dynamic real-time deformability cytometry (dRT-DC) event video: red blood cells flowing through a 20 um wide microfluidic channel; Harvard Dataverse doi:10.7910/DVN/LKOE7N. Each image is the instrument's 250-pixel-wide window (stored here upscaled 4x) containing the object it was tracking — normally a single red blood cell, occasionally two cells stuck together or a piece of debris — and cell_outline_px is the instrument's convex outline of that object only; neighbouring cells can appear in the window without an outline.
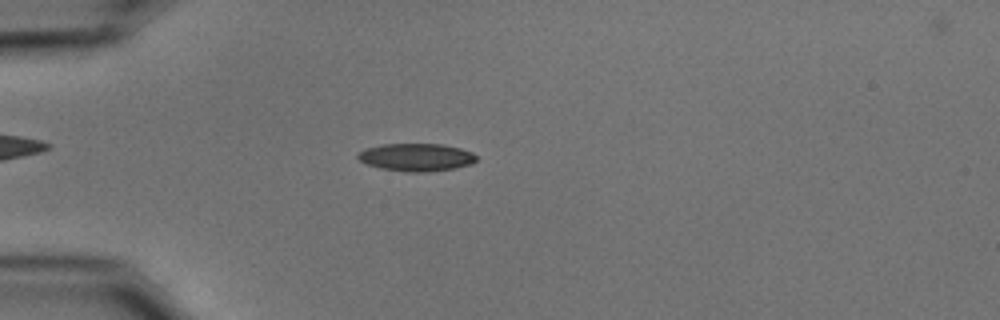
{"species": "common noctule bat (a hibernating species)", "species_latin": "Nyctalus noctula", "temperature_condition": "cold", "stored_images_in_passage": 31, "camera_frame_rate_fps": 3000, "um_per_image_px": 0.085, "animal": {"sex": "male", "body_mass_g": 15.6}, "frame": {"image": 1, "passage_image": 7, "time_ms": 2.0, "image_size_px": [1000, 320], "cell_outline_px": [[476, 160], [472, 164], [456, 168], [428, 172], [408, 172], [380, 168], [368, 164], [360, 160], [356, 156], [364, 148], [384, 144], [444, 144], [460, 148], [472, 152], [476, 156]], "centroid_in_image_um": [35.41, 13.36], "position_along_channel_um": 49.6, "area_um2": 19.19}}
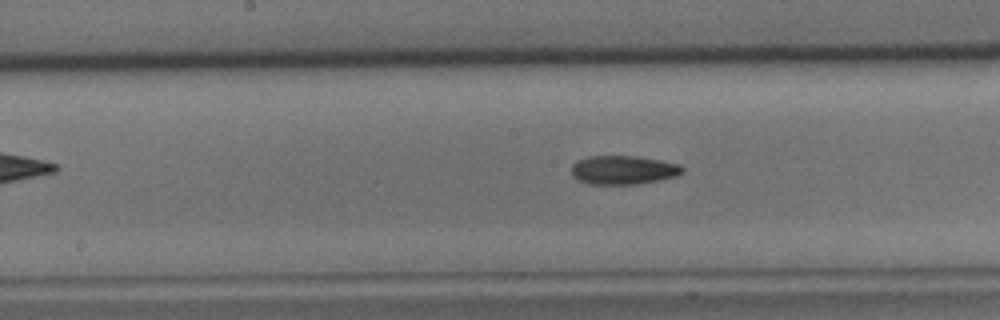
{"frame": {"image": 2, "passage_image": 20, "time_ms": 6.333, "image_size_px": [1000, 320], "cell_outline_px": [[684, 172], [676, 176], [660, 180], [636, 184], [588, 184], [576, 180], [572, 176], [572, 164], [576, 160], [588, 156], [636, 156], [660, 160], [680, 164], [684, 168]], "centroid_in_image_um": [52.96, 14.45], "position_along_channel_um": 195.2, "area_um2": 18.84}}
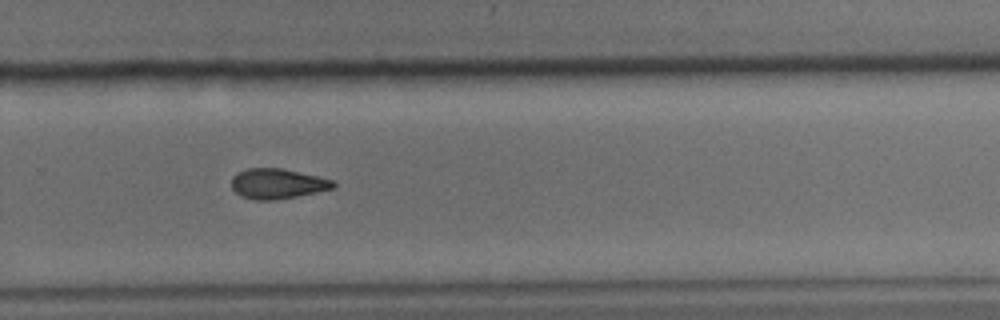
{"frame": {"image": 3, "passage_image": 29, "time_ms": 9.333, "image_size_px": [1000, 320], "cell_outline_px": [[336, 188], [276, 200], [256, 200], [240, 196], [232, 188], [232, 176], [236, 172], [248, 168], [284, 168], [332, 180], [336, 184]], "centroid_in_image_um": [23.56, 15.61], "position_along_channel_um": 306.2, "area_um2": 17.92}}